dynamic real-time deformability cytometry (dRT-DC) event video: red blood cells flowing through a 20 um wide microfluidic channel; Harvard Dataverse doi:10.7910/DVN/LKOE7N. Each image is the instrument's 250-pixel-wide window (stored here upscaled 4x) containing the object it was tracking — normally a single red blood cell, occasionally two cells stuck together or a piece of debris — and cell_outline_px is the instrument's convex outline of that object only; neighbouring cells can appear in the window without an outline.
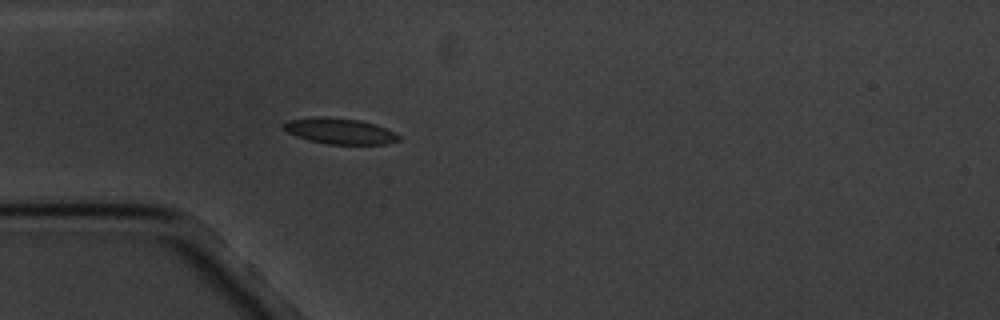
{"species": "common noctule bat (a hibernating species)", "species_latin": "Nyctalus noctula", "temperature_condition": "cold", "stored_images_in_passage": 1, "camera_frame_rate_fps": 3000, "um_per_image_px": 0.085, "animal": {"sex": "male", "body_mass_g": 20.1, "forearm_length_mm": 53.5}, "frame": {"image": 1, "passage_image": 1, "time_ms": 0.0, "image_size_px": [1000, 320], "cell_outline_px": [[400, 140], [388, 144], [328, 144], [308, 140], [296, 136], [288, 132], [284, 128], [284, 124], [288, 120], [324, 116], [360, 120], [376, 124], [396, 132], [400, 136]], "centroid_in_image_um": [28.94, 11.14], "position_along_channel_um": 56.1, "area_um2": 17.34}}